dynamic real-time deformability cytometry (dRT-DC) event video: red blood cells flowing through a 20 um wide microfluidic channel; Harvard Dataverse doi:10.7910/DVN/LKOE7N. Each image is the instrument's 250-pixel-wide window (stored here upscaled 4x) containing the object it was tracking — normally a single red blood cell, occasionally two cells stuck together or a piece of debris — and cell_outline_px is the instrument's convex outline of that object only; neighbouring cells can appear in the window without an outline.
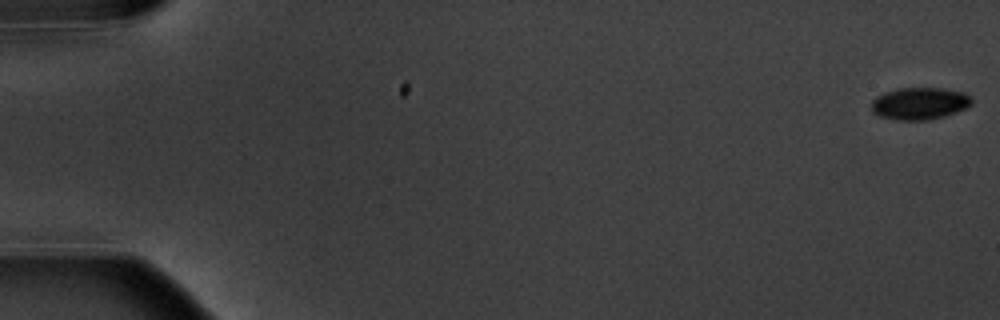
{"species": "common noctule bat (a hibernating species)", "species_latin": "Nyctalus noctula", "temperature_condition": "warm", "stored_images_in_passage": 7, "camera_frame_rate_fps": 3000, "um_per_image_px": 0.085, "animal": {"sex": "male", "body_mass_g": 20.1, "forearm_length_mm": 53.5}, "frame": {"image": 1, "passage_image": 1, "time_ms": 0.0, "image_size_px": [1000, 320], "cell_outline_px": [[972, 104], [964, 108], [944, 116], [928, 120], [896, 120], [880, 116], [872, 112], [872, 100], [876, 96], [884, 92], [896, 88], [940, 88], [964, 92], [972, 100]], "centroid_in_image_um": [78.12, 8.79], "position_along_channel_um": 6.9, "area_um2": 18.73}}
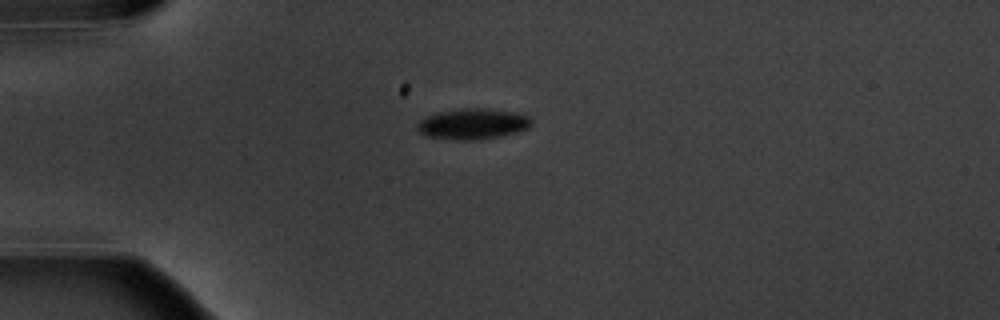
{"frame": {"image": 2, "passage_image": 5, "time_ms": 5.0, "image_size_px": [1000, 320], "cell_outline_px": [[532, 124], [528, 128], [516, 132], [500, 136], [476, 140], [456, 140], [428, 136], [420, 132], [416, 128], [416, 124], [420, 120], [436, 112], [460, 108], [488, 108], [512, 112], [528, 116], [532, 120]], "centroid_in_image_um": [40.17, 10.52], "position_along_channel_um": 44.8, "area_um2": 20.46}}